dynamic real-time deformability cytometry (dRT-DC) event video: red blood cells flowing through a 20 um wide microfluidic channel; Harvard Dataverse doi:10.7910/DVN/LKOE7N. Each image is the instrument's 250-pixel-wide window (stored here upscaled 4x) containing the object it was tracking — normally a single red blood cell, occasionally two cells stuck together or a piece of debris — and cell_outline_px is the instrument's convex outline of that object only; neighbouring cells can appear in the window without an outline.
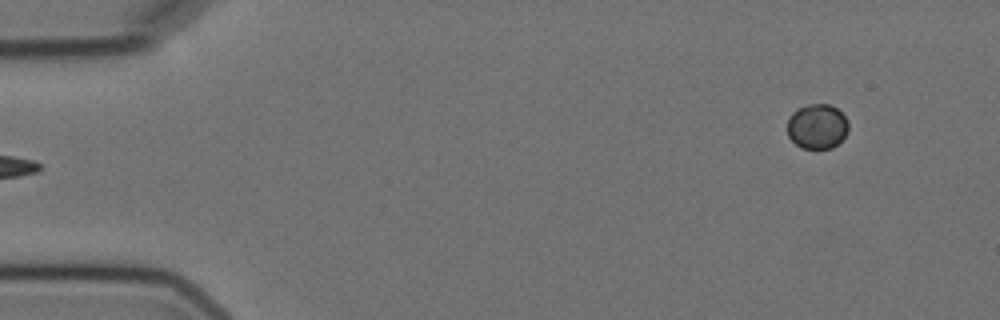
{"species": "Egyptian fruit bat (a non-hibernating species)", "species_latin": "Rousettus aegyptiacus", "temperature_condition": "cold", "stored_images_in_passage": 4, "segment_of_instrument_passage": [2, 2], "camera_frame_rate_fps": 3000, "um_per_image_px": 0.085, "animal": {"sex": "female"}, "frame": {"image": 1, "passage_image": 4, "time_ms": 3.667, "image_size_px": [1000, 320], "cell_outline_px": [[848, 132], [832, 148], [800, 148], [788, 136], [788, 116], [796, 108], [808, 104], [828, 104], [836, 108], [848, 120]], "centroid_in_image_um": [69.44, 10.73], "position_along_channel_um": 15.6, "area_um2": 16.01}}